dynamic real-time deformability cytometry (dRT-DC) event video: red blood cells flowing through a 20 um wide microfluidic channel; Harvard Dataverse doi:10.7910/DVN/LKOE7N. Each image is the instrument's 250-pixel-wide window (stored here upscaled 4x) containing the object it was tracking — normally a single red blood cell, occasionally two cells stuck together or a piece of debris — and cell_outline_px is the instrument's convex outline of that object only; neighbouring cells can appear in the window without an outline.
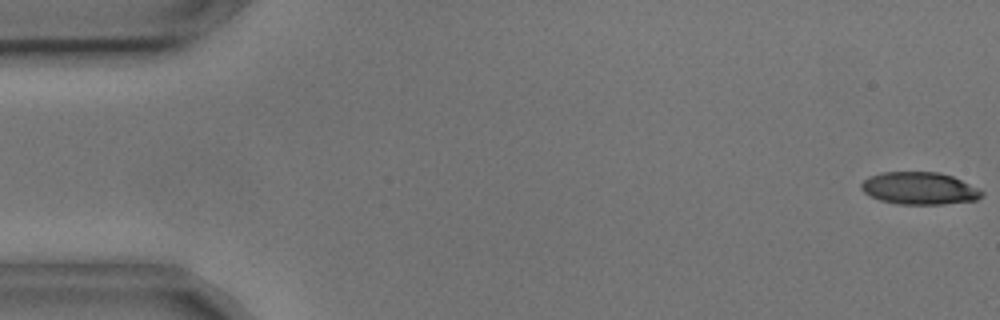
{"species": "common noctule bat (a hibernating species)", "species_latin": "Nyctalus noctula", "temperature_condition": "cold", "stored_images_in_passage": 26, "camera_frame_rate_fps": 3000, "um_per_image_px": 0.085, "animal": {"sex": "male", "body_mass_g": 17.9, "forearm_length_mm": 54.2}, "frame": {"image": 1, "passage_image": 1, "time_ms": 0.0, "image_size_px": [1000, 320], "cell_outline_px": [[984, 196], [976, 200], [944, 204], [896, 204], [880, 200], [864, 192], [860, 188], [860, 184], [868, 176], [880, 172], [940, 172], [952, 176], [980, 188], [984, 192]], "centroid_in_image_um": [78.17, 16.0], "position_along_channel_um": 6.8, "area_um2": 22.95}}
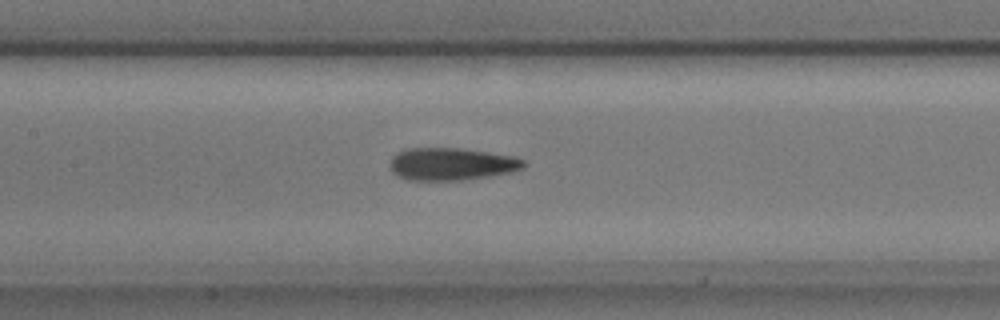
{"frame": {"image": 2, "passage_image": 25, "time_ms": 8.0, "image_size_px": [1000, 320], "cell_outline_px": [[524, 168], [512, 172], [488, 176], [460, 180], [408, 180], [396, 176], [388, 168], [392, 156], [408, 148], [460, 148], [516, 156], [524, 160]], "centroid_in_image_um": [38.36, 13.94], "position_along_channel_um": 169.0, "area_um2": 25.43}}